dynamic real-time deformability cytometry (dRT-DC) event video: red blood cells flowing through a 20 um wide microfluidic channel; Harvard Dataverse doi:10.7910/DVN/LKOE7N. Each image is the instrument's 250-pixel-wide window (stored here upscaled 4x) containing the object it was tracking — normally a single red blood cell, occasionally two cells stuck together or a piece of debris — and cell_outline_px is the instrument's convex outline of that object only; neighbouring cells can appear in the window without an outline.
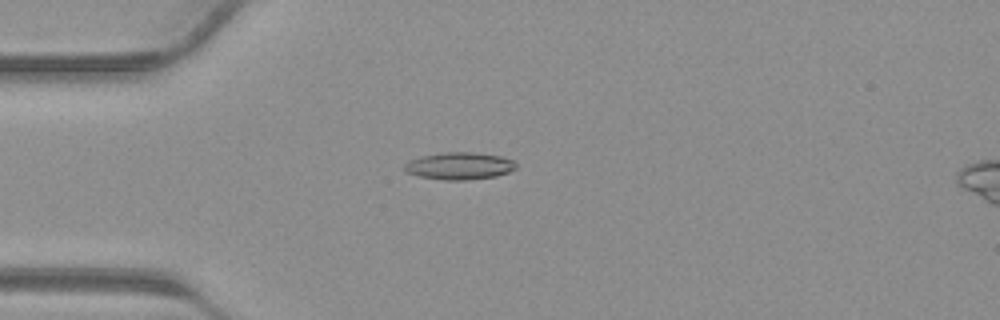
{"species": "common noctule bat (a hibernating species)", "species_latin": "Nyctalus noctula", "temperature_condition": "warm", "stored_images_in_passage": 37, "camera_frame_rate_fps": 3000, "um_per_image_px": 0.085, "animal": {"sex": "male", "body_mass_g": 23.1, "forearm_length_mm": 52.7}, "frame": {"image": 1, "passage_image": 8, "time_ms": 2.333, "image_size_px": [1000, 320], "cell_outline_px": [[516, 168], [508, 172], [496, 176], [468, 180], [444, 180], [420, 176], [404, 172], [404, 164], [408, 160], [420, 156], [444, 152], [476, 152], [500, 156], [512, 160], [516, 164]], "centroid_in_image_um": [39.01, 14.1], "position_along_channel_um": 46.0, "area_um2": 17.8}}
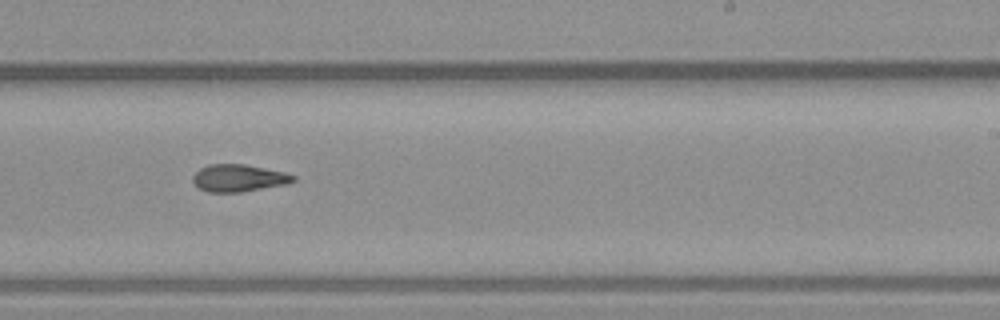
{"frame": {"image": 2, "passage_image": 22, "time_ms": 7.0, "image_size_px": [1000, 320], "cell_outline_px": [[296, 180], [288, 184], [240, 192], [208, 192], [192, 184], [192, 176], [200, 168], [208, 164], [244, 164], [284, 172], [296, 176]], "centroid_in_image_um": [20.27, 15.13], "position_along_channel_um": 268.7, "area_um2": 16.01}}
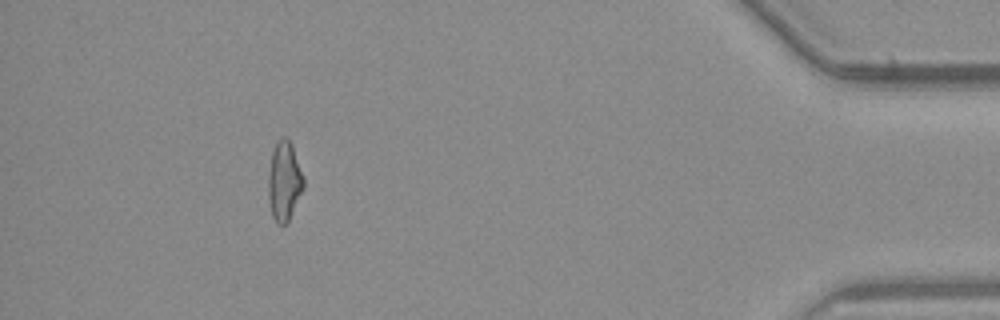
{"frame": {"image": 3, "passage_image": 34, "time_ms": 11.0, "image_size_px": [1000, 320], "cell_outline_px": [[304, 188], [288, 220], [284, 224], [276, 224], [272, 216], [268, 200], [268, 176], [272, 152], [276, 140], [280, 136], [288, 136], [292, 144], [304, 176]], "centroid_in_image_um": [24.16, 15.34], "position_along_channel_um": 411.0, "area_um2": 16.59}}